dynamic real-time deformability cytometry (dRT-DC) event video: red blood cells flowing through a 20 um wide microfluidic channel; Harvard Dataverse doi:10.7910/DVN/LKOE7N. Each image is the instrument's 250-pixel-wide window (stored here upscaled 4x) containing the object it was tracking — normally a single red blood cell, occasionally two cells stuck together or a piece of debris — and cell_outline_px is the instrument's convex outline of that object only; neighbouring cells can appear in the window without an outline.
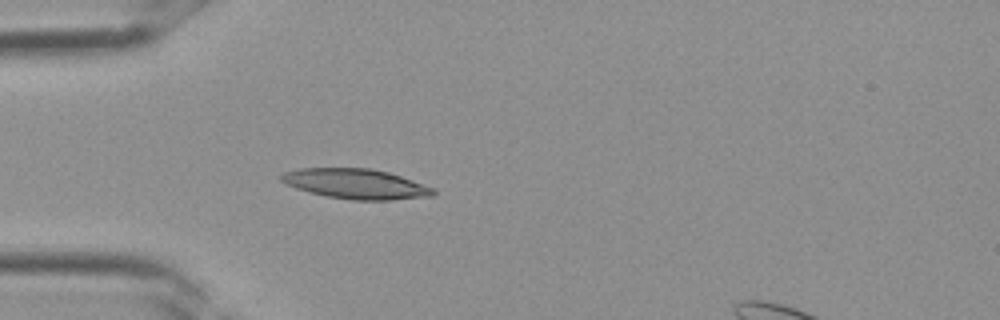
{"species": "Egyptian fruit bat (a non-hibernating species)", "species_latin": "Rousettus aegyptiacus", "temperature_condition": "room temperature", "stored_images_in_passage": 3, "camera_frame_rate_fps": 3000, "um_per_image_px": 0.085, "frame": {"image": 1, "passage_image": 3, "time_ms": 0.667, "image_size_px": [1000, 320], "cell_outline_px": [[436, 192], [432, 196], [392, 200], [352, 200], [324, 196], [308, 192], [296, 188], [280, 180], [280, 176], [284, 172], [300, 168], [372, 168], [388, 172], [436, 188]], "centroid_in_image_um": [30.26, 15.63], "position_along_channel_um": 54.7, "area_um2": 26.7}}